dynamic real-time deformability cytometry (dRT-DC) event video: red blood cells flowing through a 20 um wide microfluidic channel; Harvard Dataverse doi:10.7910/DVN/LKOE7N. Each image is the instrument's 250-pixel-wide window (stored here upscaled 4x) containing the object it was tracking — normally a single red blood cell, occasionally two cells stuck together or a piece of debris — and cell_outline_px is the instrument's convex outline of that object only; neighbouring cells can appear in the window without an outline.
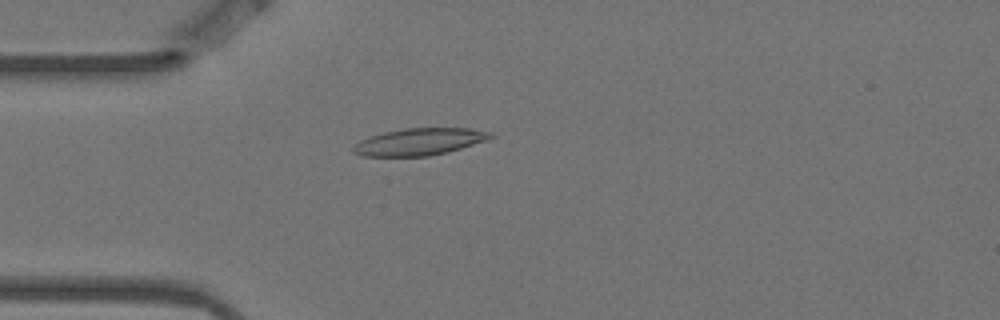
{"species": "Egyptian fruit bat (a non-hibernating species)", "species_latin": "Rousettus aegyptiacus", "temperature_condition": "warm", "stored_images_in_passage": 4, "camera_frame_rate_fps": 3000, "um_per_image_px": 0.085, "animal": {"sex": "female"}, "frame": {"image": 1, "passage_image": 4, "time_ms": 1.0, "image_size_px": [1000, 320], "cell_outline_px": [[496, 136], [488, 140], [448, 152], [428, 156], [360, 156], [352, 152], [352, 148], [360, 140], [384, 132], [404, 128], [472, 128], [492, 132]], "centroid_in_image_um": [35.69, 12.04], "position_along_channel_um": 49.3, "area_um2": 21.73}}